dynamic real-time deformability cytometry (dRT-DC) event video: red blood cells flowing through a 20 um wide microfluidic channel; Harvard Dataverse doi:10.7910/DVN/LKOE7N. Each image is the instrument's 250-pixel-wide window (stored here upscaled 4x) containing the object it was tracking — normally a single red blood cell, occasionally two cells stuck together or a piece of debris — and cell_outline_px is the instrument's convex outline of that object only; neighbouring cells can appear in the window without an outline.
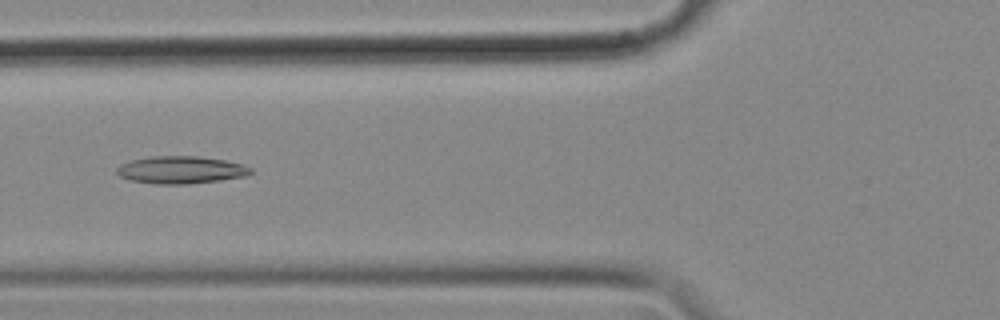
{"species": "common noctule bat (a hibernating species)", "species_latin": "Nyctalus noctula", "temperature_condition": "cold", "stored_images_in_passage": 56, "camera_frame_rate_fps": 3000, "um_per_image_px": 0.085, "animal": {"sex": "female", "body_mass_g": 18.4}, "frame": {"image": 1, "passage_image": 21, "time_ms": 6.667, "image_size_px": [1000, 320], "cell_outline_px": [[252, 172], [244, 176], [220, 180], [188, 184], [156, 184], [128, 180], [120, 176], [116, 172], [116, 168], [120, 164], [132, 160], [152, 156], [196, 156], [224, 160], [244, 164], [252, 168]], "centroid_in_image_um": [15.35, 14.44], "position_along_channel_um": 110.4, "area_um2": 21.44}}
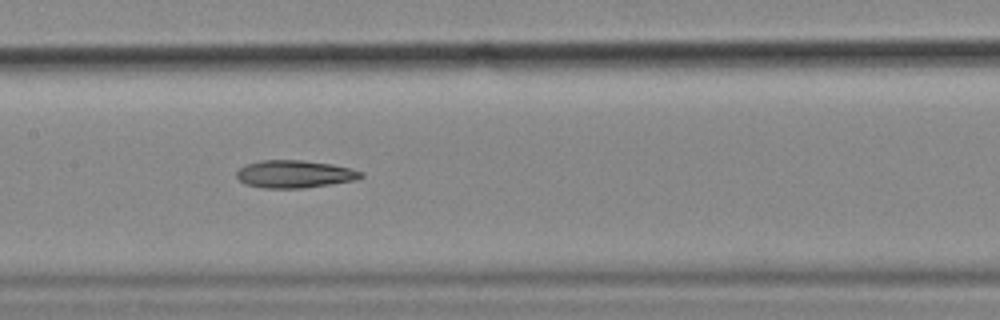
{"frame": {"image": 2, "passage_image": 27, "time_ms": 8.667, "image_size_px": [1000, 320], "cell_outline_px": [[364, 176], [356, 180], [304, 188], [260, 188], [244, 184], [236, 176], [236, 172], [244, 164], [260, 160], [300, 160], [332, 164], [352, 168], [364, 172]], "centroid_in_image_um": [25.03, 14.79], "position_along_channel_um": 182.4, "area_um2": 20.23}}
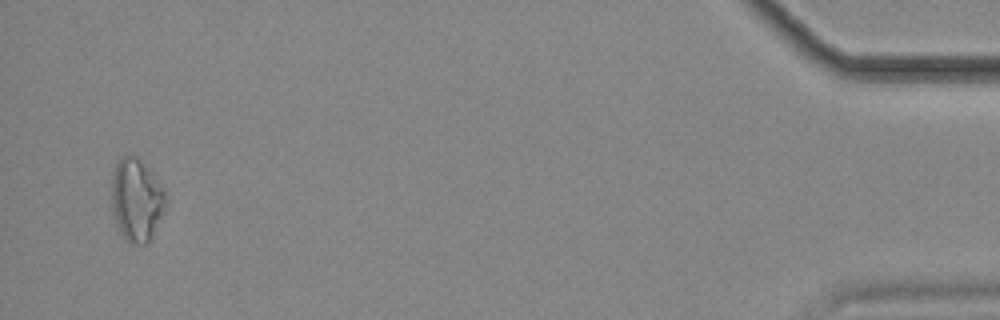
{"frame": {"image": 3, "passage_image": 54, "time_ms": 17.667, "image_size_px": [1000, 320], "cell_outline_px": [[164, 208], [152, 236], [148, 244], [128, 244], [120, 236], [112, 212], [112, 172], [120, 156], [128, 152], [132, 152], [140, 156], [152, 172], [160, 184], [164, 192]], "centroid_in_image_um": [11.55, 16.95], "position_along_channel_um": 423.7, "area_um2": 26.65}}